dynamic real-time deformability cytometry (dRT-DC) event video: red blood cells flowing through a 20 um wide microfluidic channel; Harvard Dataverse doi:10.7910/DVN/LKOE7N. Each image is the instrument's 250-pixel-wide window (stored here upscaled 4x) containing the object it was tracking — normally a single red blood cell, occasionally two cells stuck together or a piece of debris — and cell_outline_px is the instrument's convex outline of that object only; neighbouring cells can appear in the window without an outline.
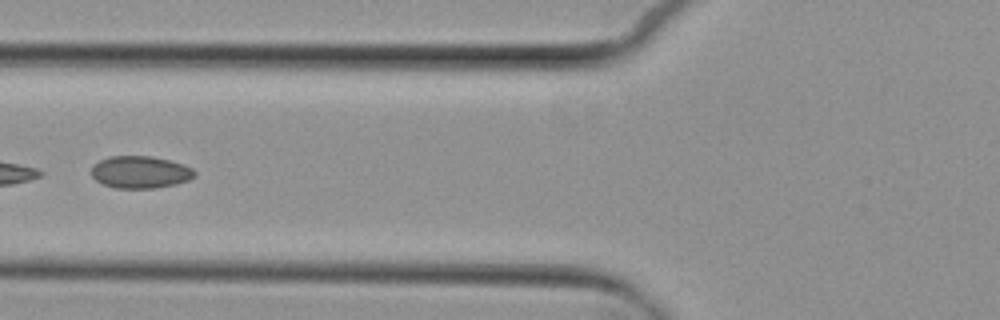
{"species": "common noctule bat (a hibernating species)", "species_latin": "Nyctalus noctula", "temperature_condition": "cold", "stored_images_in_passage": 5, "segment_of_instrument_passage": [2, 2], "camera_frame_rate_fps": 3000, "um_per_image_px": 0.085, "animal": {"sex": "female", "body_mass_g": 29.2, "forearm_length_mm": 56.3}, "frame": {"image": 1, "passage_image": 4, "time_ms": 3.333, "image_size_px": [1000, 320], "cell_outline_px": [[196, 176], [188, 180], [176, 184], [156, 188], [116, 188], [104, 184], [96, 180], [92, 176], [92, 164], [108, 156], [152, 156], [172, 160], [184, 164], [192, 168], [196, 172]], "centroid_in_image_um": [11.95, 14.62], "position_along_channel_um": 113.9, "area_um2": 19.59}}
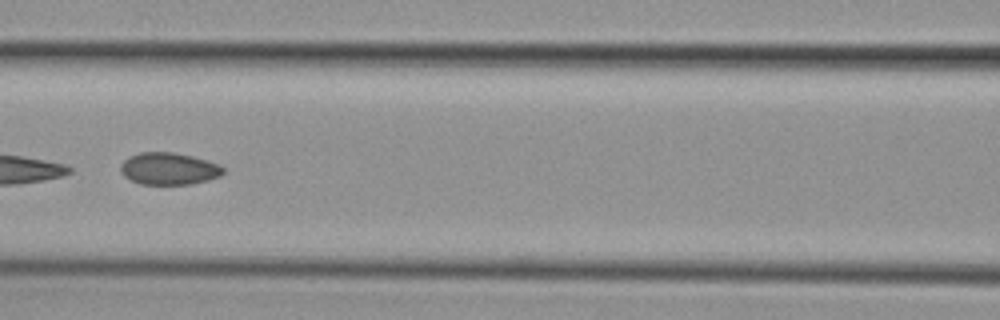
{"frame": {"image": 2, "passage_image": 5, "time_ms": 4.333, "image_size_px": [1000, 320], "cell_outline_px": [[224, 172], [220, 176], [208, 180], [192, 184], [140, 184], [124, 176], [120, 172], [120, 164], [128, 156], [140, 152], [172, 152], [192, 156], [208, 160], [220, 164], [224, 168]], "centroid_in_image_um": [14.35, 14.33], "position_along_channel_um": 152.2, "area_um2": 19.36}}